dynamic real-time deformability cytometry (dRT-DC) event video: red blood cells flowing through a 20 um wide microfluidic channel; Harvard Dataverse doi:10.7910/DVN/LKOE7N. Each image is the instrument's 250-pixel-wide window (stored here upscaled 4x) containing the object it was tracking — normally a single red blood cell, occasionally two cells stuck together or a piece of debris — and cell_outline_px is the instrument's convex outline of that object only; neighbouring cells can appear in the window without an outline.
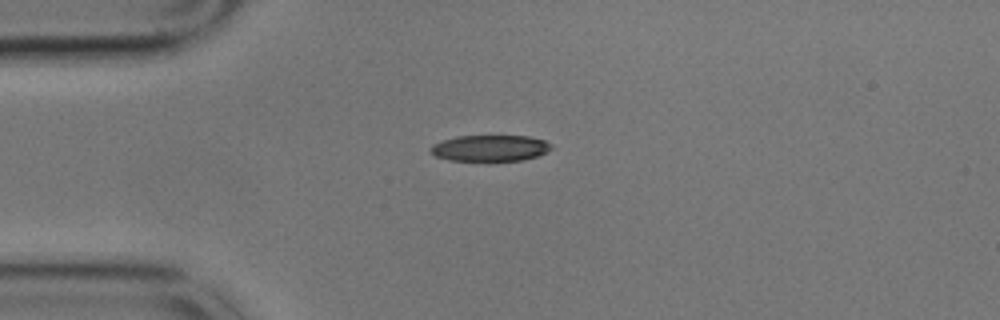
{"species": "common noctule bat (a hibernating species)", "species_latin": "Nyctalus noctula", "temperature_condition": "cold", "stored_images_in_passage": 22, "camera_frame_rate_fps": 3000, "um_per_image_px": 0.085, "animal": {"sex": "male", "body_mass_g": 17.9}, "frame": {"image": 1, "passage_image": 1, "time_ms": 0.0, "image_size_px": [1000, 320], "cell_outline_px": [[552, 148], [536, 156], [520, 160], [448, 160], [436, 156], [428, 152], [428, 148], [432, 144], [456, 136], [528, 136], [544, 140], [552, 144]], "centroid_in_image_um": [41.6, 12.58], "position_along_channel_um": 43.4, "area_um2": 18.26}}
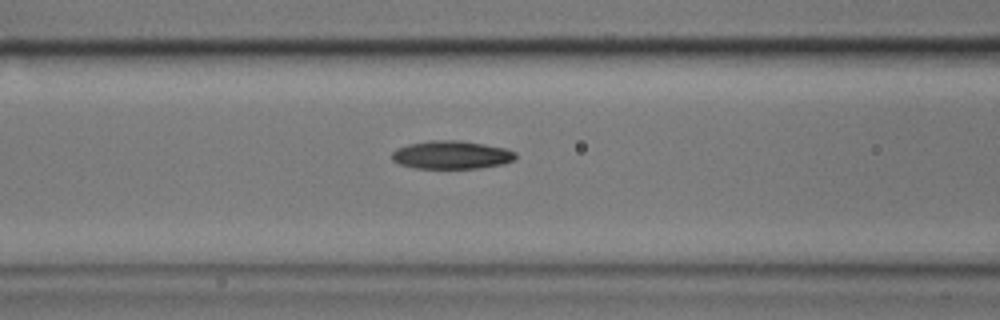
{"frame": {"image": 2, "passage_image": 10, "time_ms": 3.0, "image_size_px": [1000, 320], "cell_outline_px": [[516, 156], [512, 160], [504, 164], [480, 168], [416, 168], [400, 164], [392, 160], [392, 152], [396, 148], [408, 144], [428, 140], [460, 140], [484, 144], [504, 148], [516, 152]], "centroid_in_image_um": [38.36, 13.16], "position_along_channel_um": 128.2, "area_um2": 20.35}}
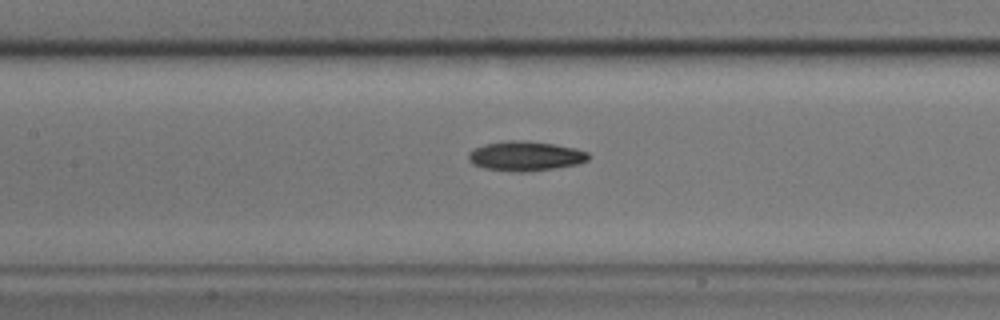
{"frame": {"image": 3, "passage_image": 13, "time_ms": 4.0, "image_size_px": [1000, 320], "cell_outline_px": [[592, 156], [588, 160], [576, 164], [552, 168], [524, 172], [520, 172], [484, 168], [472, 164], [468, 160], [468, 152], [472, 148], [484, 144], [504, 140], [528, 140], [556, 144], [576, 148], [588, 152]], "centroid_in_image_um": [44.64, 13.24], "position_along_channel_um": 162.8, "area_um2": 20.98}}